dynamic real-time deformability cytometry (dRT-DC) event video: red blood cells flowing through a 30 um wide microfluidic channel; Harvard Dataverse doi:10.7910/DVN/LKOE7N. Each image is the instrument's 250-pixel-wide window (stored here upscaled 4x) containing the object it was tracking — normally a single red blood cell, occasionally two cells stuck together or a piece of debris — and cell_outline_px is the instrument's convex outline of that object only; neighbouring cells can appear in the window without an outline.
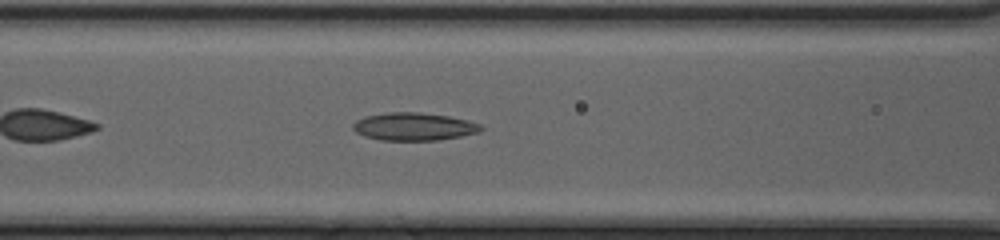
{"species": "common noctule bat (a hibernating species)", "species_latin": "Nyctalus noctula", "temperature_condition": "cold", "stored_images_in_passage": 35, "camera_frame_rate_fps": 3000, "um_per_image_px": 0.085, "animal": {"sex": "female", "body_mass_g": 20.0, "forearm_length_mm": 54.0}, "frame": {"image": 1, "passage_image": 8, "time_ms": 2.333, "image_size_px": [1000, 240], "cell_outline_px": [[484, 128], [480, 132], [440, 140], [380, 140], [364, 136], [356, 132], [352, 128], [352, 124], [356, 120], [364, 116], [388, 112], [420, 112], [448, 116], [468, 120], [480, 124]], "centroid_in_image_um": [35.17, 10.75], "position_along_channel_um": 131.4, "area_um2": 20.87}}
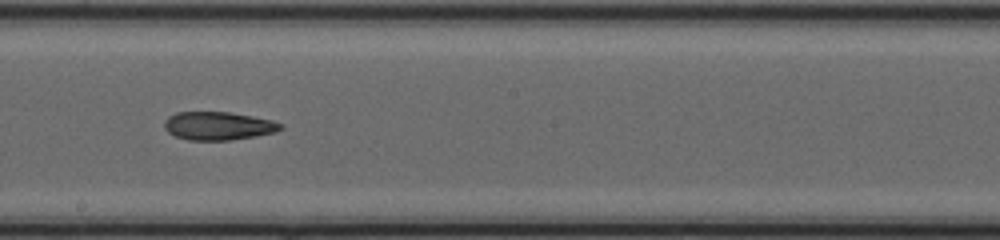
{"frame": {"image": 2, "passage_image": 15, "time_ms": 4.667, "image_size_px": [1000, 240], "cell_outline_px": [[284, 128], [276, 132], [256, 136], [232, 140], [188, 140], [176, 136], [168, 132], [164, 128], [164, 120], [168, 116], [176, 112], [232, 112], [272, 120], [284, 124]], "centroid_in_image_um": [18.57, 10.7], "position_along_channel_um": 229.6, "area_um2": 19.36}}
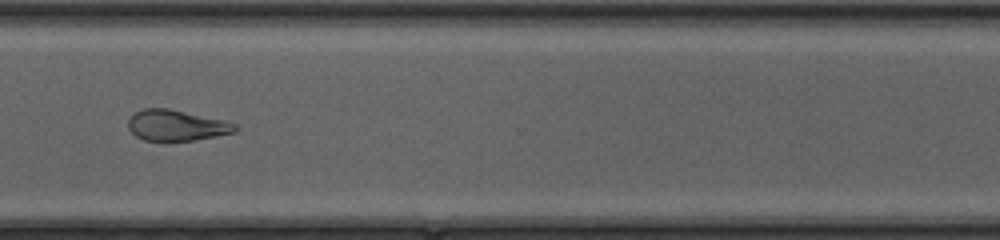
{"frame": {"image": 3, "passage_image": 24, "time_ms": 7.667, "image_size_px": [1000, 240], "cell_outline_px": [[240, 128], [236, 132], [216, 136], [192, 140], [144, 140], [136, 136], [128, 128], [128, 120], [136, 112], [144, 108], [168, 108], [224, 120], [236, 124]], "centroid_in_image_um": [15.02, 10.65], "position_along_channel_um": 355.6, "area_um2": 19.07}, "authors_computed_cell_mechanics": {"area_um2": 20.6924, "velocity_mm_per_s": 4.2142, "shape_relaxation_time_tau1_ms": null, "shape_relaxation_time_tau2_ms": 4.4617, "deformation_change_tau1": null, "deformation_change_tau2": 0.1368}}